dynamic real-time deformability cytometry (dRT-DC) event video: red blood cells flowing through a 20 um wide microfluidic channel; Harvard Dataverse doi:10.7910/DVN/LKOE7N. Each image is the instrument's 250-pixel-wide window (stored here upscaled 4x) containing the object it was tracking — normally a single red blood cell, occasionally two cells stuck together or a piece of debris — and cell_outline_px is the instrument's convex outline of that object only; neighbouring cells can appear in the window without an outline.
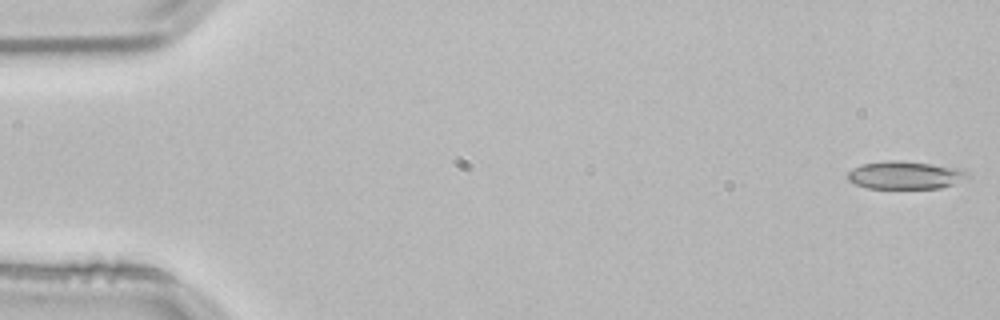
{"species": "common noctule bat (a hibernating species)", "species_latin": "Nyctalus noctula", "temperature_condition": "room temperature", "stored_images_in_passage": 53, "camera_frame_rate_fps": 3000, "um_per_image_px": 0.085, "animal": {"sex": "male", "body_mass_g": 21.5, "forearm_length_mm": 52.0}, "frame": {"image": 1, "passage_image": 1, "time_ms": 0.0, "image_size_px": [1000, 320], "cell_outline_px": [[972, 176], [952, 184], [940, 188], [868, 188], [856, 184], [848, 180], [848, 172], [852, 168], [864, 164], [892, 160], [900, 160], [964, 168]], "centroid_in_image_um": [77.0, 14.88], "position_along_channel_um": 8.0, "area_um2": 19.48}}
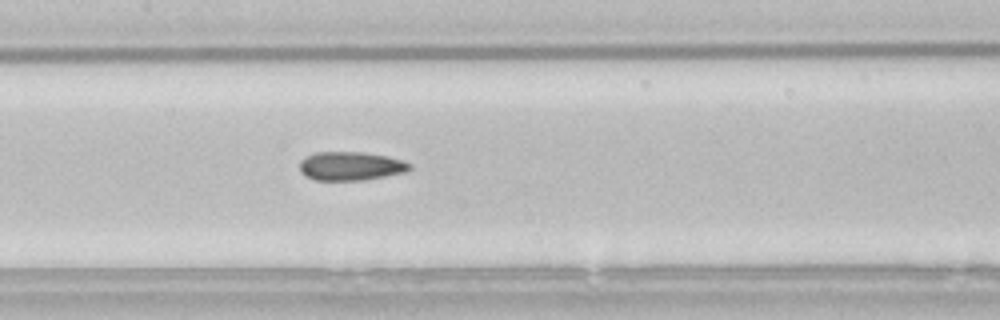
{"frame": {"image": 2, "passage_image": 25, "time_ms": 8.0, "image_size_px": [1000, 320], "cell_outline_px": [[412, 168], [404, 172], [364, 180], [316, 180], [304, 176], [300, 172], [300, 160], [304, 156], [316, 152], [364, 152], [388, 156], [412, 164]], "centroid_in_image_um": [29.77, 14.11], "position_along_channel_um": 177.6, "area_um2": 18.5}}
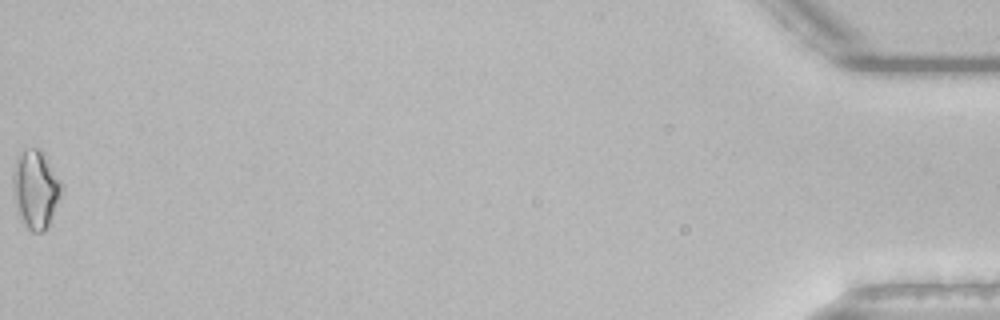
{"frame": {"image": 3, "passage_image": 53, "time_ms": 17.333, "image_size_px": [1000, 320], "cell_outline_px": [[64, 188], [48, 224], [44, 232], [32, 232], [24, 224], [16, 212], [12, 184], [12, 180], [16, 156], [24, 148], [40, 148], [44, 152], [60, 180]], "centroid_in_image_um": [3.01, 16.05], "position_along_channel_um": 432.2, "area_um2": 22.43}, "authors_computed_cell_mechanics": {"area_um2": 18.4382, "velocity_mm_per_s": 3.8483, "shape_relaxation_time_tau1_ms": 8.2562, "shape_relaxation_time_tau2_ms": 6.2733, "deformation_change_tau1": 0.1633, "deformation_change_tau2": 0.1506}}